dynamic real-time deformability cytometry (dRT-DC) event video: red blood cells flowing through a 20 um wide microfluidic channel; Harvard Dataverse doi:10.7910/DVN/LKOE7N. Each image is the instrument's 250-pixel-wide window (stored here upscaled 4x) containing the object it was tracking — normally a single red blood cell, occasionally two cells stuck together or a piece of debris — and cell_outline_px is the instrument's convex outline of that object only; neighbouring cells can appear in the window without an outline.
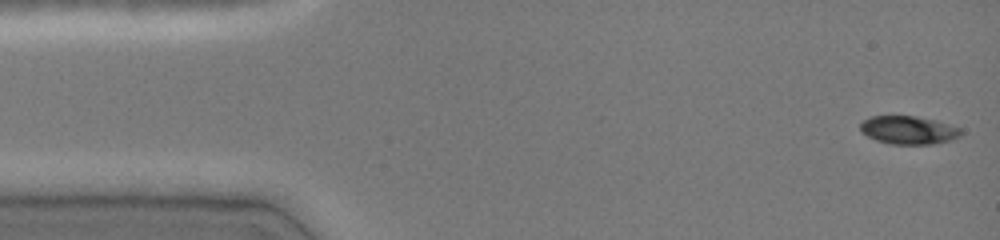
{"species": "common noctule bat (a hibernating species)", "species_latin": "Nyctalus noctula", "temperature_condition": "cold", "stored_images_in_passage": 46, "camera_frame_rate_fps": 3000, "um_per_image_px": 0.085, "animal": {"sex": "female", "body_mass_g": 19.0, "forearm_length_mm": 51.5}, "frame": {"image": 1, "passage_image": 1, "time_ms": 0.0, "image_size_px": [1000, 240], "cell_outline_px": [[964, 132], [960, 136], [952, 140], [932, 144], [892, 144], [876, 140], [868, 136], [860, 128], [860, 124], [864, 120], [872, 116], [916, 116], [936, 120], [960, 128]], "centroid_in_image_um": [77.27, 11.06], "position_along_channel_um": 7.7, "area_um2": 16.47}}
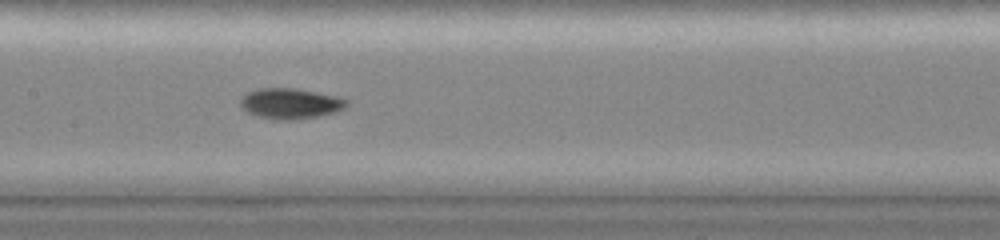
{"frame": {"image": 2, "passage_image": 22, "time_ms": 7.0, "image_size_px": [1000, 240], "cell_outline_px": [[348, 104], [344, 108], [336, 112], [320, 116], [292, 120], [280, 120], [256, 116], [248, 112], [240, 104], [240, 100], [248, 92], [256, 88], [296, 88], [336, 96], [348, 100]], "centroid_in_image_um": [24.7, 8.8], "position_along_channel_um": 182.7, "area_um2": 18.9}}
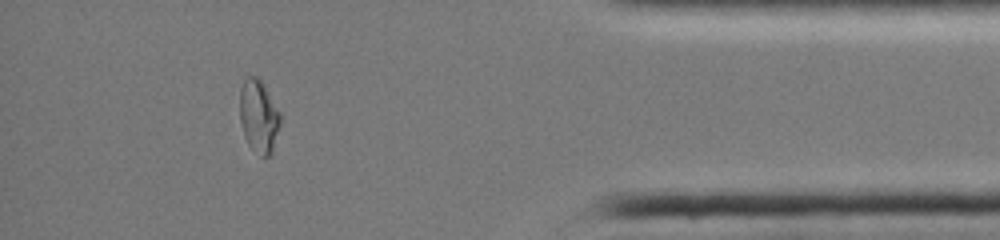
{"frame": {"image": 3, "passage_image": 41, "time_ms": 13.333, "image_size_px": [1000, 240], "cell_outline_px": [[280, 124], [272, 152], [264, 160], [248, 144], [244, 136], [240, 120], [240, 88], [244, 80], [248, 76], [256, 76], [260, 80], [280, 112]], "centroid_in_image_um": [21.98, 9.92], "position_along_channel_um": 413.2, "area_um2": 17.11}, "authors_computed_cell_mechanics": {"area_um2": 17.5712, "velocity_mm_per_s": 4.0923, "shape_relaxation_time_tau1_ms": null, "shape_relaxation_time_tau2_ms": 3.3493, "deformation_change_tau1": null, "deformation_change_tau2": 0.0523}}